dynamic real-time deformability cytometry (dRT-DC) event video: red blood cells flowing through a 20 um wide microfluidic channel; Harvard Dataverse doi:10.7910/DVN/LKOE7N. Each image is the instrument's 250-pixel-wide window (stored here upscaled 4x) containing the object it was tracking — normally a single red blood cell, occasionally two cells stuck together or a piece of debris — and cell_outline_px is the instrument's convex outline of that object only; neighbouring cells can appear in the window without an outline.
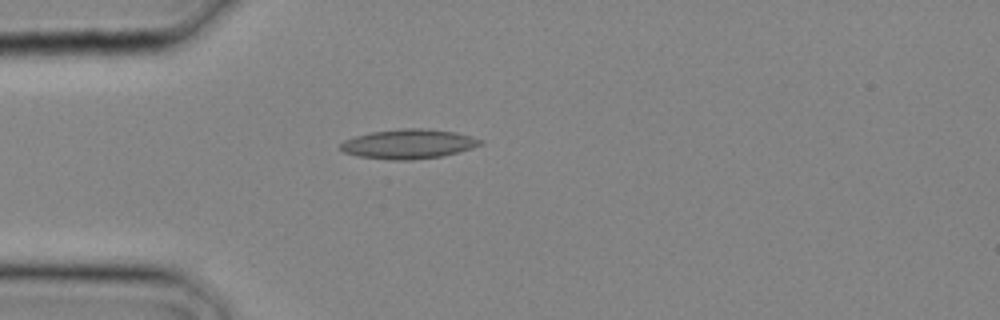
{"species": "common noctule bat (a hibernating species)", "species_latin": "Nyctalus noctula", "temperature_condition": "cold", "stored_images_in_passage": 2, "camera_frame_rate_fps": 3000, "um_per_image_px": 0.085, "animal": {"sex": "male", "body_mass_g": 20.4}, "frame": {"image": 1, "passage_image": 1, "time_ms": 0.0, "image_size_px": [1000, 320], "cell_outline_px": [[484, 144], [472, 148], [440, 156], [412, 160], [392, 160], [360, 156], [344, 152], [340, 148], [340, 144], [344, 140], [356, 136], [372, 132], [400, 128], [428, 128], [456, 132], [472, 136], [484, 140]], "centroid_in_image_um": [34.76, 12.22], "position_along_channel_um": 50.2, "area_um2": 24.04}}